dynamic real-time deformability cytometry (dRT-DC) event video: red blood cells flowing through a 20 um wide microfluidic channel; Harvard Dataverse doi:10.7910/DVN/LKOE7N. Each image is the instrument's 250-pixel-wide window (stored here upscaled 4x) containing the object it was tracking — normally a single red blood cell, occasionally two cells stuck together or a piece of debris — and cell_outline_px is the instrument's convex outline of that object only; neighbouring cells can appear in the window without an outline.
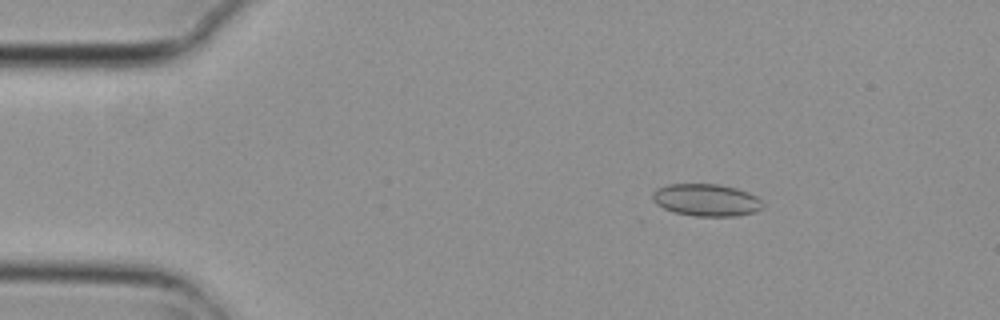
{"species": "common noctule bat (a hibernating species)", "species_latin": "Nyctalus noctula", "temperature_condition": "cold", "stored_images_in_passage": 4, "camera_frame_rate_fps": 3000, "um_per_image_px": 0.085, "animal": {"sex": "female", "body_mass_g": 29.2, "forearm_length_mm": 56.3}, "frame": {"image": 1, "passage_image": 2, "time_ms": 0.333, "image_size_px": [1000, 320], "cell_outline_px": [[764, 208], [756, 212], [736, 216], [696, 216], [672, 212], [656, 204], [652, 200], [652, 192], [656, 188], [668, 184], [720, 184], [736, 188], [748, 192], [756, 196], [764, 204]], "centroid_in_image_um": [60.03, 17.0], "position_along_channel_um": 25.0, "area_um2": 20.98}}